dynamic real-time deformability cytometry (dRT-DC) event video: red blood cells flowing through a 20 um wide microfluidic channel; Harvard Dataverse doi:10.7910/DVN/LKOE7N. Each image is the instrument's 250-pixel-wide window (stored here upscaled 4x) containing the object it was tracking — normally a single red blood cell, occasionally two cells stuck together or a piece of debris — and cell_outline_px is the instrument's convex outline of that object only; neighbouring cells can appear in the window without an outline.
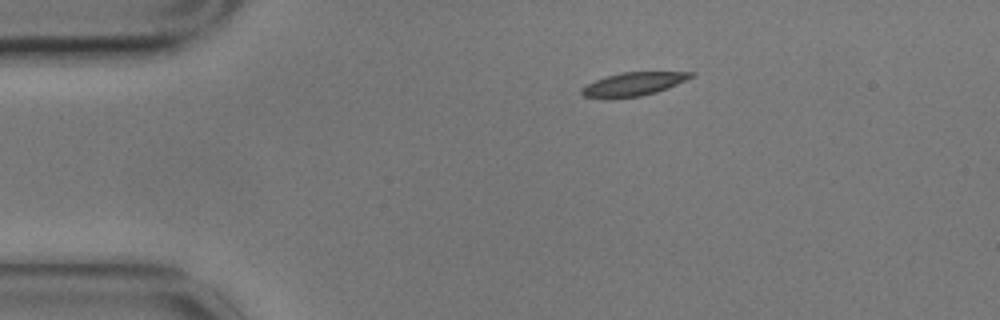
{"species": "common noctule bat (a hibernating species)", "species_latin": "Nyctalus noctula", "temperature_condition": "cold", "stored_images_in_passage": 2, "camera_frame_rate_fps": 3000, "um_per_image_px": 0.085, "animal": {"sex": "male", "body_mass_g": 17.9}, "frame": {"image": 1, "passage_image": 1, "time_ms": 0.0, "image_size_px": [1000, 320], "cell_outline_px": [[696, 76], [668, 88], [656, 92], [640, 96], [584, 96], [580, 92], [580, 88], [604, 76], [624, 72], [696, 72]], "centroid_in_image_um": [53.93, 7.1], "position_along_channel_um": 31.1, "area_um2": 14.45}}